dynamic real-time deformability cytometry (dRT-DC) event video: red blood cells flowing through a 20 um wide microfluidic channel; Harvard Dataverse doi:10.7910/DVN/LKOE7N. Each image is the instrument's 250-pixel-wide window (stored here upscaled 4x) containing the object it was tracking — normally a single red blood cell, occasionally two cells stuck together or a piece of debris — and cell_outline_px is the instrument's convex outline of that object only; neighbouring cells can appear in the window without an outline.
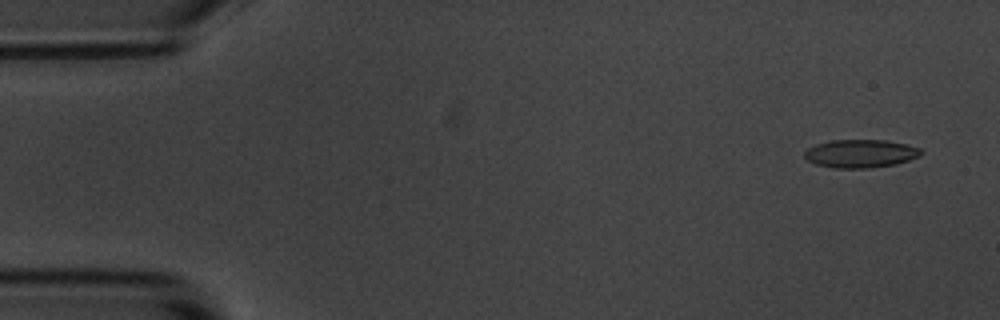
{"species": "common noctule bat (a hibernating species)", "species_latin": "Nyctalus noctula", "temperature_condition": "room temperature", "stored_images_in_passage": 5, "camera_frame_rate_fps": 3000, "um_per_image_px": 0.085, "animal": {"sex": "male", "body_mass_g": 20.1, "forearm_length_mm": 53.5}, "frame": {"image": 1, "passage_image": 1, "time_ms": 0.0, "image_size_px": [1000, 320], "cell_outline_px": [[924, 152], [920, 156], [896, 164], [868, 168], [832, 168], [816, 164], [808, 160], [804, 156], [804, 152], [808, 148], [816, 144], [828, 140], [884, 140], [904, 144], [920, 148]], "centroid_in_image_um": [73.13, 13.05], "position_along_channel_um": 11.9, "area_um2": 19.13}}
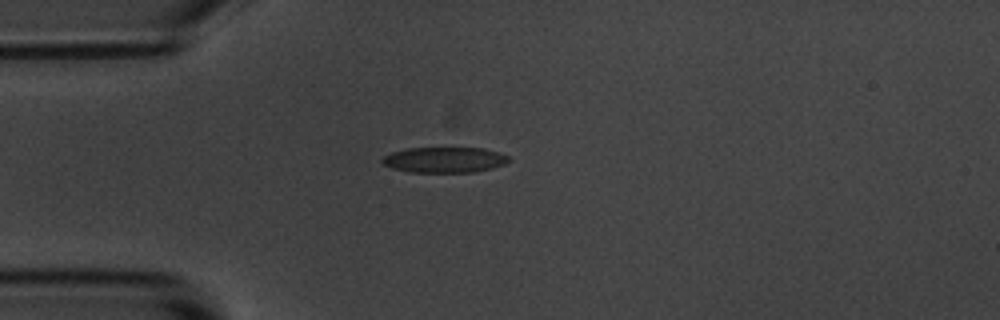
{"frame": {"image": 2, "passage_image": 4, "time_ms": 1.0, "image_size_px": [1000, 320], "cell_outline_px": [[508, 160], [504, 164], [492, 168], [472, 172], [408, 172], [392, 168], [384, 164], [380, 160], [384, 156], [392, 152], [408, 148], [484, 148], [508, 156]], "centroid_in_image_um": [37.74, 13.59], "position_along_channel_um": 47.3, "area_um2": 18.67}}